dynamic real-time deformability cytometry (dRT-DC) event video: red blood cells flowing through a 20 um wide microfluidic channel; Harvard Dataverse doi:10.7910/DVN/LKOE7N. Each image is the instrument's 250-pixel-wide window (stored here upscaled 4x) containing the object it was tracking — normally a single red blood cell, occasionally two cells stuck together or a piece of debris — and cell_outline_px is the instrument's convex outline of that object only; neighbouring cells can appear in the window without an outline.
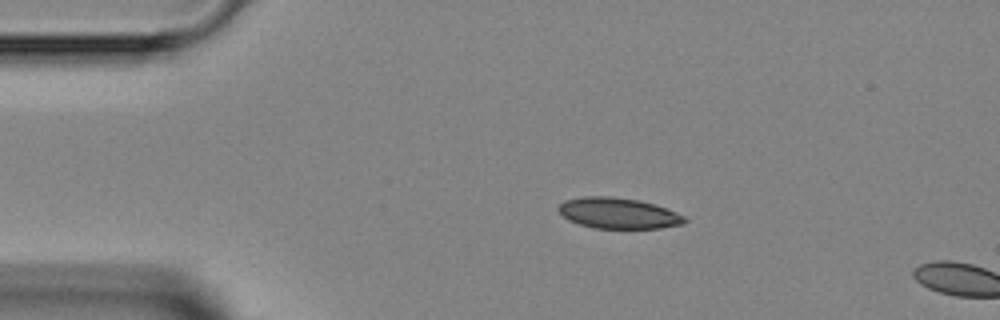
{"species": "Egyptian fruit bat (a non-hibernating species)", "species_latin": "Rousettus aegyptiacus", "temperature_condition": "room temperature", "stored_images_in_passage": 2, "camera_frame_rate_fps": 3000, "um_per_image_px": 0.085, "animal": {"sex": "female"}, "frame": {"image": 1, "passage_image": 1, "time_ms": 0.0, "image_size_px": [1000, 320], "cell_outline_px": [[688, 220], [684, 224], [660, 228], [592, 228], [568, 220], [556, 208], [564, 200], [580, 196], [612, 196], [640, 200], [676, 212], [684, 216]], "centroid_in_image_um": [52.53, 18.11], "position_along_channel_um": 32.5, "area_um2": 22.72}}